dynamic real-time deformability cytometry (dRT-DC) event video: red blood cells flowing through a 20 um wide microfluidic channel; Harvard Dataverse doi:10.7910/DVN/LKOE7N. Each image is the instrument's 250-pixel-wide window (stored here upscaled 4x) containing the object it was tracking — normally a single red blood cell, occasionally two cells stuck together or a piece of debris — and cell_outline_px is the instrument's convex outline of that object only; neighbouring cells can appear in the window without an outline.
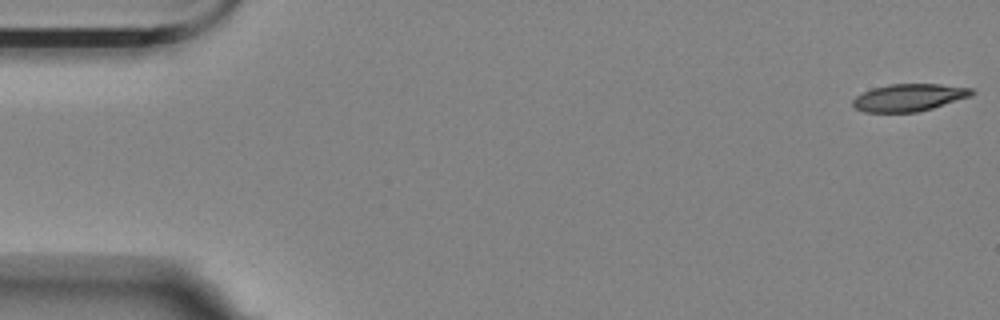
{"species": "Egyptian fruit bat (a non-hibernating species)", "species_latin": "Rousettus aegyptiacus", "temperature_condition": "room temperature", "stored_images_in_passage": 57, "camera_frame_rate_fps": 3000, "um_per_image_px": 0.085, "animal": {"sex": "female"}, "frame": {"image": 1, "passage_image": 1, "time_ms": 0.0, "image_size_px": [1000, 320], "cell_outline_px": [[976, 92], [972, 96], [932, 108], [916, 112], [864, 112], [856, 108], [852, 104], [852, 100], [856, 96], [872, 88], [888, 84], [940, 84], [972, 88]], "centroid_in_image_um": [77.28, 8.28], "position_along_channel_um": 7.7, "area_um2": 18.96}}
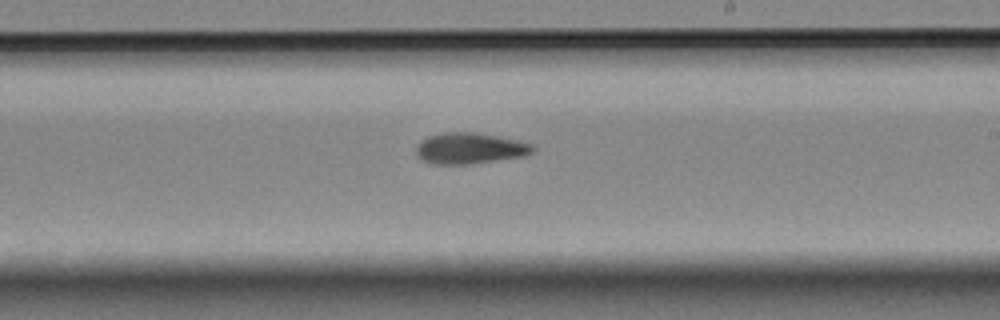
{"frame": {"image": 2, "passage_image": 33, "time_ms": 10.667, "image_size_px": [1000, 320], "cell_outline_px": [[536, 148], [532, 152], [524, 156], [472, 164], [432, 164], [420, 160], [416, 156], [416, 144], [428, 136], [440, 132], [476, 132], [516, 140], [532, 144]], "centroid_in_image_um": [39.88, 12.61], "position_along_channel_um": 249.1, "area_um2": 21.33}}
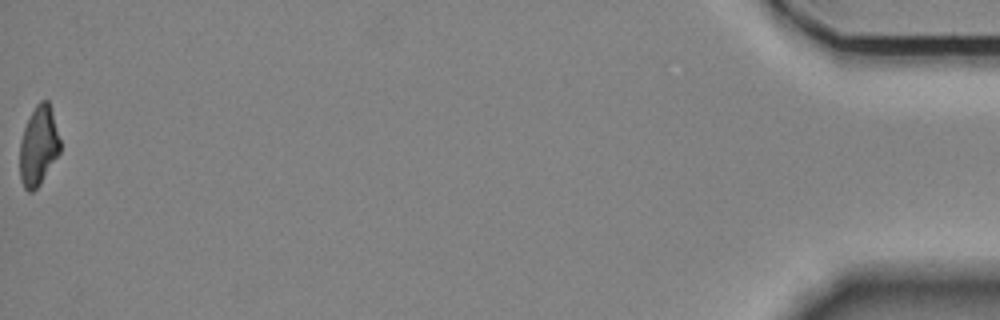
{"frame": {"image": 3, "passage_image": 57, "time_ms": 18.667, "image_size_px": [1000, 320], "cell_outline_px": [[60, 152], [40, 184], [32, 192], [28, 192], [24, 188], [20, 180], [20, 140], [24, 128], [36, 104], [40, 100], [48, 100], [52, 112], [60, 140]], "centroid_in_image_um": [3.26, 12.42], "position_along_channel_um": 431.9, "area_um2": 18.5}}